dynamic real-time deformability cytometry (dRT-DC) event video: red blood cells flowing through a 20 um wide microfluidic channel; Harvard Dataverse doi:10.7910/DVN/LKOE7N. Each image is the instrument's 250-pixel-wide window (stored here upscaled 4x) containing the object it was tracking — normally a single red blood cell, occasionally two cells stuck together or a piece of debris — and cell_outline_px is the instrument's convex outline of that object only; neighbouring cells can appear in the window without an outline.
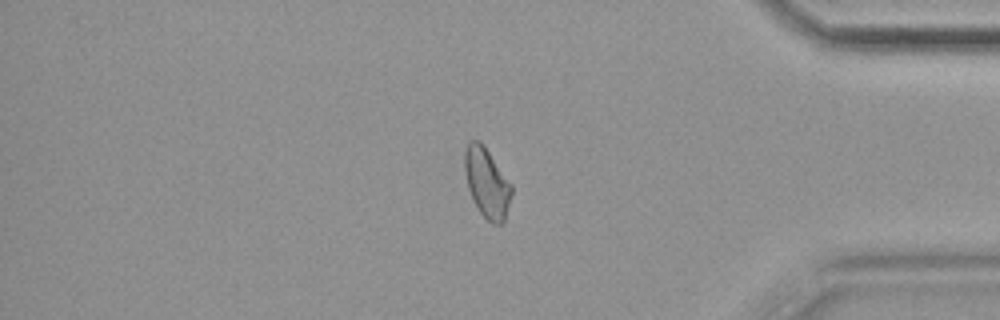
{"species": "common noctule bat (a hibernating species)", "species_latin": "Nyctalus noctula", "temperature_condition": "cold", "stored_images_in_passage": 55, "camera_frame_rate_fps": 3000, "um_per_image_px": 0.085, "animal": {"sex": "female", "body_mass_g": 19.9}, "frame": {"image": 1, "passage_image": 47, "time_ms": 15.333, "image_size_px": [1000, 320], "cell_outline_px": [[512, 192], [504, 220], [500, 224], [492, 224], [480, 212], [468, 188], [464, 168], [464, 152], [468, 144], [472, 140], [480, 140], [484, 144], [512, 184]], "centroid_in_image_um": [41.39, 15.5], "position_along_channel_um": 393.8, "area_um2": 18.9}, "authors_computed_cell_mechanics": {"area_um2": 19.074, "velocity_mm_per_s": 3.6297, "shape_relaxation_time_tau1_ms": null, "shape_relaxation_time_tau2_ms": 8.9699, "deformation_change_tau1": null, "deformation_change_tau2": 0.1276}}